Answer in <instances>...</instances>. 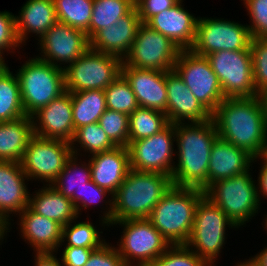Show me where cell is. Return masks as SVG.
<instances>
[{
    "instance_id": "cell-1",
    "label": "cell",
    "mask_w": 267,
    "mask_h": 266,
    "mask_svg": "<svg viewBox=\"0 0 267 266\" xmlns=\"http://www.w3.org/2000/svg\"><path fill=\"white\" fill-rule=\"evenodd\" d=\"M212 120L219 138L256 159L265 155L267 124L259 96L225 98L212 114Z\"/></svg>"
},
{
    "instance_id": "cell-2",
    "label": "cell",
    "mask_w": 267,
    "mask_h": 266,
    "mask_svg": "<svg viewBox=\"0 0 267 266\" xmlns=\"http://www.w3.org/2000/svg\"><path fill=\"white\" fill-rule=\"evenodd\" d=\"M186 124V125H185ZM178 156L171 178L174 186L208 188V165L211 148L218 138L213 120L201 123L174 124Z\"/></svg>"
},
{
    "instance_id": "cell-3",
    "label": "cell",
    "mask_w": 267,
    "mask_h": 266,
    "mask_svg": "<svg viewBox=\"0 0 267 266\" xmlns=\"http://www.w3.org/2000/svg\"><path fill=\"white\" fill-rule=\"evenodd\" d=\"M174 186L171 176L130 169L113 194L112 223L148 219L157 203Z\"/></svg>"
},
{
    "instance_id": "cell-4",
    "label": "cell",
    "mask_w": 267,
    "mask_h": 266,
    "mask_svg": "<svg viewBox=\"0 0 267 266\" xmlns=\"http://www.w3.org/2000/svg\"><path fill=\"white\" fill-rule=\"evenodd\" d=\"M204 195L205 191L199 188L173 186L154 207L148 220L170 245H186L196 205Z\"/></svg>"
},
{
    "instance_id": "cell-5",
    "label": "cell",
    "mask_w": 267,
    "mask_h": 266,
    "mask_svg": "<svg viewBox=\"0 0 267 266\" xmlns=\"http://www.w3.org/2000/svg\"><path fill=\"white\" fill-rule=\"evenodd\" d=\"M17 70L21 102L27 116H32L65 89L64 68L52 65L38 57L25 61Z\"/></svg>"
},
{
    "instance_id": "cell-6",
    "label": "cell",
    "mask_w": 267,
    "mask_h": 266,
    "mask_svg": "<svg viewBox=\"0 0 267 266\" xmlns=\"http://www.w3.org/2000/svg\"><path fill=\"white\" fill-rule=\"evenodd\" d=\"M249 170L230 178L215 181L205 196L217 205L239 228L258 214L261 202L257 185Z\"/></svg>"
},
{
    "instance_id": "cell-7",
    "label": "cell",
    "mask_w": 267,
    "mask_h": 266,
    "mask_svg": "<svg viewBox=\"0 0 267 266\" xmlns=\"http://www.w3.org/2000/svg\"><path fill=\"white\" fill-rule=\"evenodd\" d=\"M226 227L238 228L204 195L196 205L193 227L186 245L207 264H214L221 249L224 248Z\"/></svg>"
},
{
    "instance_id": "cell-8",
    "label": "cell",
    "mask_w": 267,
    "mask_h": 266,
    "mask_svg": "<svg viewBox=\"0 0 267 266\" xmlns=\"http://www.w3.org/2000/svg\"><path fill=\"white\" fill-rule=\"evenodd\" d=\"M123 60L117 56L86 50L73 63L63 66L68 92L105 90L121 75Z\"/></svg>"
},
{
    "instance_id": "cell-9",
    "label": "cell",
    "mask_w": 267,
    "mask_h": 266,
    "mask_svg": "<svg viewBox=\"0 0 267 266\" xmlns=\"http://www.w3.org/2000/svg\"><path fill=\"white\" fill-rule=\"evenodd\" d=\"M115 224L124 227L116 249L125 266H150L171 246L148 219L121 220L110 226Z\"/></svg>"
},
{
    "instance_id": "cell-10",
    "label": "cell",
    "mask_w": 267,
    "mask_h": 266,
    "mask_svg": "<svg viewBox=\"0 0 267 266\" xmlns=\"http://www.w3.org/2000/svg\"><path fill=\"white\" fill-rule=\"evenodd\" d=\"M174 70L200 104L213 114L225 96L208 58L191 49L181 50Z\"/></svg>"
},
{
    "instance_id": "cell-11",
    "label": "cell",
    "mask_w": 267,
    "mask_h": 266,
    "mask_svg": "<svg viewBox=\"0 0 267 266\" xmlns=\"http://www.w3.org/2000/svg\"><path fill=\"white\" fill-rule=\"evenodd\" d=\"M219 79L225 98L256 97L250 47L246 50H221L206 56Z\"/></svg>"
},
{
    "instance_id": "cell-12",
    "label": "cell",
    "mask_w": 267,
    "mask_h": 266,
    "mask_svg": "<svg viewBox=\"0 0 267 266\" xmlns=\"http://www.w3.org/2000/svg\"><path fill=\"white\" fill-rule=\"evenodd\" d=\"M180 51L169 38L141 23L123 62L139 69L166 72L174 69Z\"/></svg>"
},
{
    "instance_id": "cell-13",
    "label": "cell",
    "mask_w": 267,
    "mask_h": 266,
    "mask_svg": "<svg viewBox=\"0 0 267 266\" xmlns=\"http://www.w3.org/2000/svg\"><path fill=\"white\" fill-rule=\"evenodd\" d=\"M71 155L69 142L34 134L27 145L21 165L30 180L39 179L51 185Z\"/></svg>"
},
{
    "instance_id": "cell-14",
    "label": "cell",
    "mask_w": 267,
    "mask_h": 266,
    "mask_svg": "<svg viewBox=\"0 0 267 266\" xmlns=\"http://www.w3.org/2000/svg\"><path fill=\"white\" fill-rule=\"evenodd\" d=\"M251 39L247 25L224 18L199 17L191 50L202 56L221 50H246L250 47Z\"/></svg>"
},
{
    "instance_id": "cell-15",
    "label": "cell",
    "mask_w": 267,
    "mask_h": 266,
    "mask_svg": "<svg viewBox=\"0 0 267 266\" xmlns=\"http://www.w3.org/2000/svg\"><path fill=\"white\" fill-rule=\"evenodd\" d=\"M175 141L172 123L159 133L132 141L128 145L131 169L171 176L175 165L172 158L176 154L173 148Z\"/></svg>"
},
{
    "instance_id": "cell-16",
    "label": "cell",
    "mask_w": 267,
    "mask_h": 266,
    "mask_svg": "<svg viewBox=\"0 0 267 266\" xmlns=\"http://www.w3.org/2000/svg\"><path fill=\"white\" fill-rule=\"evenodd\" d=\"M38 41L43 55L37 57L62 68L61 65L73 63L90 48V40L84 31L60 21L52 25Z\"/></svg>"
},
{
    "instance_id": "cell-17",
    "label": "cell",
    "mask_w": 267,
    "mask_h": 266,
    "mask_svg": "<svg viewBox=\"0 0 267 266\" xmlns=\"http://www.w3.org/2000/svg\"><path fill=\"white\" fill-rule=\"evenodd\" d=\"M31 118L35 135L70 143L75 134L71 92L66 90L48 105L35 112Z\"/></svg>"
},
{
    "instance_id": "cell-18",
    "label": "cell",
    "mask_w": 267,
    "mask_h": 266,
    "mask_svg": "<svg viewBox=\"0 0 267 266\" xmlns=\"http://www.w3.org/2000/svg\"><path fill=\"white\" fill-rule=\"evenodd\" d=\"M167 111L169 123H201L212 119V114L195 98L173 69L166 71Z\"/></svg>"
},
{
    "instance_id": "cell-19",
    "label": "cell",
    "mask_w": 267,
    "mask_h": 266,
    "mask_svg": "<svg viewBox=\"0 0 267 266\" xmlns=\"http://www.w3.org/2000/svg\"><path fill=\"white\" fill-rule=\"evenodd\" d=\"M21 163L0 161V222L9 230L10 214H20L29 206V196Z\"/></svg>"
},
{
    "instance_id": "cell-20",
    "label": "cell",
    "mask_w": 267,
    "mask_h": 266,
    "mask_svg": "<svg viewBox=\"0 0 267 266\" xmlns=\"http://www.w3.org/2000/svg\"><path fill=\"white\" fill-rule=\"evenodd\" d=\"M121 74L133 90L139 107L167 111L166 72L139 69L122 63Z\"/></svg>"
},
{
    "instance_id": "cell-21",
    "label": "cell",
    "mask_w": 267,
    "mask_h": 266,
    "mask_svg": "<svg viewBox=\"0 0 267 266\" xmlns=\"http://www.w3.org/2000/svg\"><path fill=\"white\" fill-rule=\"evenodd\" d=\"M182 2L156 14L145 24L169 38L181 50H187L194 44L198 17L185 10Z\"/></svg>"
},
{
    "instance_id": "cell-22",
    "label": "cell",
    "mask_w": 267,
    "mask_h": 266,
    "mask_svg": "<svg viewBox=\"0 0 267 266\" xmlns=\"http://www.w3.org/2000/svg\"><path fill=\"white\" fill-rule=\"evenodd\" d=\"M91 180L99 187L114 194L129 173L130 155L128 147L115 148L91 155L88 160Z\"/></svg>"
},
{
    "instance_id": "cell-23",
    "label": "cell",
    "mask_w": 267,
    "mask_h": 266,
    "mask_svg": "<svg viewBox=\"0 0 267 266\" xmlns=\"http://www.w3.org/2000/svg\"><path fill=\"white\" fill-rule=\"evenodd\" d=\"M140 24L138 11L134 8L129 14L118 19L113 26L98 31L90 39V48L123 60L131 49Z\"/></svg>"
},
{
    "instance_id": "cell-24",
    "label": "cell",
    "mask_w": 267,
    "mask_h": 266,
    "mask_svg": "<svg viewBox=\"0 0 267 266\" xmlns=\"http://www.w3.org/2000/svg\"><path fill=\"white\" fill-rule=\"evenodd\" d=\"M257 162L246 150L236 147L232 143L217 138L212 145L208 165V187L215 181L230 178L243 173Z\"/></svg>"
},
{
    "instance_id": "cell-25",
    "label": "cell",
    "mask_w": 267,
    "mask_h": 266,
    "mask_svg": "<svg viewBox=\"0 0 267 266\" xmlns=\"http://www.w3.org/2000/svg\"><path fill=\"white\" fill-rule=\"evenodd\" d=\"M19 215L20 232L35 252H55L62 244V228L58 222L35 213L29 206Z\"/></svg>"
},
{
    "instance_id": "cell-26",
    "label": "cell",
    "mask_w": 267,
    "mask_h": 266,
    "mask_svg": "<svg viewBox=\"0 0 267 266\" xmlns=\"http://www.w3.org/2000/svg\"><path fill=\"white\" fill-rule=\"evenodd\" d=\"M56 22L53 0H28L21 8V12L19 11V15L15 16L18 41L21 44L25 43L29 33H36L40 38Z\"/></svg>"
},
{
    "instance_id": "cell-27",
    "label": "cell",
    "mask_w": 267,
    "mask_h": 266,
    "mask_svg": "<svg viewBox=\"0 0 267 266\" xmlns=\"http://www.w3.org/2000/svg\"><path fill=\"white\" fill-rule=\"evenodd\" d=\"M34 135L32 118L0 122V161L21 163L27 145Z\"/></svg>"
},
{
    "instance_id": "cell-28",
    "label": "cell",
    "mask_w": 267,
    "mask_h": 266,
    "mask_svg": "<svg viewBox=\"0 0 267 266\" xmlns=\"http://www.w3.org/2000/svg\"><path fill=\"white\" fill-rule=\"evenodd\" d=\"M47 186L39 189L35 195L29 196V207L35 213L54 220L62 226L76 220L79 216L71 199L65 197L53 186L49 184Z\"/></svg>"
},
{
    "instance_id": "cell-29",
    "label": "cell",
    "mask_w": 267,
    "mask_h": 266,
    "mask_svg": "<svg viewBox=\"0 0 267 266\" xmlns=\"http://www.w3.org/2000/svg\"><path fill=\"white\" fill-rule=\"evenodd\" d=\"M77 155L72 154L67 160L64 169L51 183L57 191L70 198L78 216L82 206V190L91 180L90 163L78 162ZM81 163V164H77ZM80 165V166H79Z\"/></svg>"
},
{
    "instance_id": "cell-30",
    "label": "cell",
    "mask_w": 267,
    "mask_h": 266,
    "mask_svg": "<svg viewBox=\"0 0 267 266\" xmlns=\"http://www.w3.org/2000/svg\"><path fill=\"white\" fill-rule=\"evenodd\" d=\"M74 129L97 123L107 109L104 90L71 92Z\"/></svg>"
},
{
    "instance_id": "cell-31",
    "label": "cell",
    "mask_w": 267,
    "mask_h": 266,
    "mask_svg": "<svg viewBox=\"0 0 267 266\" xmlns=\"http://www.w3.org/2000/svg\"><path fill=\"white\" fill-rule=\"evenodd\" d=\"M25 115L17 75L4 63L0 67V122L13 121Z\"/></svg>"
},
{
    "instance_id": "cell-32",
    "label": "cell",
    "mask_w": 267,
    "mask_h": 266,
    "mask_svg": "<svg viewBox=\"0 0 267 266\" xmlns=\"http://www.w3.org/2000/svg\"><path fill=\"white\" fill-rule=\"evenodd\" d=\"M134 8L135 5L130 0H94L89 23V40L101 29L113 26Z\"/></svg>"
},
{
    "instance_id": "cell-33",
    "label": "cell",
    "mask_w": 267,
    "mask_h": 266,
    "mask_svg": "<svg viewBox=\"0 0 267 266\" xmlns=\"http://www.w3.org/2000/svg\"><path fill=\"white\" fill-rule=\"evenodd\" d=\"M169 124L164 112L138 107L129 115V144L159 133Z\"/></svg>"
},
{
    "instance_id": "cell-34",
    "label": "cell",
    "mask_w": 267,
    "mask_h": 266,
    "mask_svg": "<svg viewBox=\"0 0 267 266\" xmlns=\"http://www.w3.org/2000/svg\"><path fill=\"white\" fill-rule=\"evenodd\" d=\"M57 21L82 30L89 39L94 0H53Z\"/></svg>"
},
{
    "instance_id": "cell-35",
    "label": "cell",
    "mask_w": 267,
    "mask_h": 266,
    "mask_svg": "<svg viewBox=\"0 0 267 266\" xmlns=\"http://www.w3.org/2000/svg\"><path fill=\"white\" fill-rule=\"evenodd\" d=\"M76 143L80 144L78 147L81 149L83 148L85 152H90L92 155L108 151L116 147V145L108 138L107 134L103 131L98 122L81 126L75 130L74 137L70 144L72 154L79 156L77 150L80 149L75 147V145L77 146Z\"/></svg>"
},
{
    "instance_id": "cell-36",
    "label": "cell",
    "mask_w": 267,
    "mask_h": 266,
    "mask_svg": "<svg viewBox=\"0 0 267 266\" xmlns=\"http://www.w3.org/2000/svg\"><path fill=\"white\" fill-rule=\"evenodd\" d=\"M107 109L130 115L139 107L136 96L121 74L105 90Z\"/></svg>"
},
{
    "instance_id": "cell-37",
    "label": "cell",
    "mask_w": 267,
    "mask_h": 266,
    "mask_svg": "<svg viewBox=\"0 0 267 266\" xmlns=\"http://www.w3.org/2000/svg\"><path fill=\"white\" fill-rule=\"evenodd\" d=\"M73 222L75 224L72 225ZM100 233L103 232H99L91 222L76 223L74 220L63 226L61 242L66 240V246L100 248L106 243L101 240Z\"/></svg>"
},
{
    "instance_id": "cell-38",
    "label": "cell",
    "mask_w": 267,
    "mask_h": 266,
    "mask_svg": "<svg viewBox=\"0 0 267 266\" xmlns=\"http://www.w3.org/2000/svg\"><path fill=\"white\" fill-rule=\"evenodd\" d=\"M98 123L116 146L128 147L129 115L106 109Z\"/></svg>"
},
{
    "instance_id": "cell-39",
    "label": "cell",
    "mask_w": 267,
    "mask_h": 266,
    "mask_svg": "<svg viewBox=\"0 0 267 266\" xmlns=\"http://www.w3.org/2000/svg\"><path fill=\"white\" fill-rule=\"evenodd\" d=\"M253 83L258 95L267 90V38H252Z\"/></svg>"
},
{
    "instance_id": "cell-40",
    "label": "cell",
    "mask_w": 267,
    "mask_h": 266,
    "mask_svg": "<svg viewBox=\"0 0 267 266\" xmlns=\"http://www.w3.org/2000/svg\"><path fill=\"white\" fill-rule=\"evenodd\" d=\"M207 263L200 258L187 245H171L150 266H206Z\"/></svg>"
},
{
    "instance_id": "cell-41",
    "label": "cell",
    "mask_w": 267,
    "mask_h": 266,
    "mask_svg": "<svg viewBox=\"0 0 267 266\" xmlns=\"http://www.w3.org/2000/svg\"><path fill=\"white\" fill-rule=\"evenodd\" d=\"M251 25H247L252 38H267V0H243Z\"/></svg>"
},
{
    "instance_id": "cell-42",
    "label": "cell",
    "mask_w": 267,
    "mask_h": 266,
    "mask_svg": "<svg viewBox=\"0 0 267 266\" xmlns=\"http://www.w3.org/2000/svg\"><path fill=\"white\" fill-rule=\"evenodd\" d=\"M108 193V196L111 195V200L109 201L107 199V201L103 200L104 198H106ZM110 192L107 191L106 189H103L101 187H99L98 185H96L92 180H90L88 183H86V186L84 187V189L82 190V208L87 209L90 205L92 204H97L98 202L101 203L102 201H105L104 203L109 204L110 207H108V211L106 210L103 213V216L101 218L102 221V225L103 226H108L112 223V212H113V195L109 194Z\"/></svg>"
},
{
    "instance_id": "cell-43",
    "label": "cell",
    "mask_w": 267,
    "mask_h": 266,
    "mask_svg": "<svg viewBox=\"0 0 267 266\" xmlns=\"http://www.w3.org/2000/svg\"><path fill=\"white\" fill-rule=\"evenodd\" d=\"M20 45L16 35L15 15L8 11L0 12V58L5 62L3 52L14 51Z\"/></svg>"
},
{
    "instance_id": "cell-44",
    "label": "cell",
    "mask_w": 267,
    "mask_h": 266,
    "mask_svg": "<svg viewBox=\"0 0 267 266\" xmlns=\"http://www.w3.org/2000/svg\"><path fill=\"white\" fill-rule=\"evenodd\" d=\"M115 246L105 243L94 250L84 266H125Z\"/></svg>"
},
{
    "instance_id": "cell-45",
    "label": "cell",
    "mask_w": 267,
    "mask_h": 266,
    "mask_svg": "<svg viewBox=\"0 0 267 266\" xmlns=\"http://www.w3.org/2000/svg\"><path fill=\"white\" fill-rule=\"evenodd\" d=\"M180 0H141L135 5L141 23H146L151 17L170 9Z\"/></svg>"
},
{
    "instance_id": "cell-46",
    "label": "cell",
    "mask_w": 267,
    "mask_h": 266,
    "mask_svg": "<svg viewBox=\"0 0 267 266\" xmlns=\"http://www.w3.org/2000/svg\"><path fill=\"white\" fill-rule=\"evenodd\" d=\"M96 249L98 248L65 246L60 260L63 266H84Z\"/></svg>"
},
{
    "instance_id": "cell-47",
    "label": "cell",
    "mask_w": 267,
    "mask_h": 266,
    "mask_svg": "<svg viewBox=\"0 0 267 266\" xmlns=\"http://www.w3.org/2000/svg\"><path fill=\"white\" fill-rule=\"evenodd\" d=\"M34 256L35 266H63L53 252H36Z\"/></svg>"
},
{
    "instance_id": "cell-48",
    "label": "cell",
    "mask_w": 267,
    "mask_h": 266,
    "mask_svg": "<svg viewBox=\"0 0 267 266\" xmlns=\"http://www.w3.org/2000/svg\"><path fill=\"white\" fill-rule=\"evenodd\" d=\"M262 159L263 162L261 165V169L258 176V197L259 201H261L260 197L261 195L265 198L267 197V158L265 156H260L259 159ZM261 194V195H260Z\"/></svg>"
},
{
    "instance_id": "cell-49",
    "label": "cell",
    "mask_w": 267,
    "mask_h": 266,
    "mask_svg": "<svg viewBox=\"0 0 267 266\" xmlns=\"http://www.w3.org/2000/svg\"><path fill=\"white\" fill-rule=\"evenodd\" d=\"M249 261L255 266H267V247Z\"/></svg>"
},
{
    "instance_id": "cell-50",
    "label": "cell",
    "mask_w": 267,
    "mask_h": 266,
    "mask_svg": "<svg viewBox=\"0 0 267 266\" xmlns=\"http://www.w3.org/2000/svg\"><path fill=\"white\" fill-rule=\"evenodd\" d=\"M258 96L260 97V100L262 102V106L264 109V116L267 124V90L261 92Z\"/></svg>"
},
{
    "instance_id": "cell-51",
    "label": "cell",
    "mask_w": 267,
    "mask_h": 266,
    "mask_svg": "<svg viewBox=\"0 0 267 266\" xmlns=\"http://www.w3.org/2000/svg\"><path fill=\"white\" fill-rule=\"evenodd\" d=\"M5 235H6V227L0 222V241L1 240L3 241Z\"/></svg>"
},
{
    "instance_id": "cell-52",
    "label": "cell",
    "mask_w": 267,
    "mask_h": 266,
    "mask_svg": "<svg viewBox=\"0 0 267 266\" xmlns=\"http://www.w3.org/2000/svg\"><path fill=\"white\" fill-rule=\"evenodd\" d=\"M238 266H255L249 260L238 263Z\"/></svg>"
},
{
    "instance_id": "cell-53",
    "label": "cell",
    "mask_w": 267,
    "mask_h": 266,
    "mask_svg": "<svg viewBox=\"0 0 267 266\" xmlns=\"http://www.w3.org/2000/svg\"><path fill=\"white\" fill-rule=\"evenodd\" d=\"M134 5H136L138 2H140L141 0H130Z\"/></svg>"
},
{
    "instance_id": "cell-54",
    "label": "cell",
    "mask_w": 267,
    "mask_h": 266,
    "mask_svg": "<svg viewBox=\"0 0 267 266\" xmlns=\"http://www.w3.org/2000/svg\"><path fill=\"white\" fill-rule=\"evenodd\" d=\"M5 62L0 58V67L4 64Z\"/></svg>"
},
{
    "instance_id": "cell-55",
    "label": "cell",
    "mask_w": 267,
    "mask_h": 266,
    "mask_svg": "<svg viewBox=\"0 0 267 266\" xmlns=\"http://www.w3.org/2000/svg\"><path fill=\"white\" fill-rule=\"evenodd\" d=\"M266 216H267V215H266ZM265 219H266V220H265L266 222H265L264 225H265V228H266V230H267V217H266Z\"/></svg>"
},
{
    "instance_id": "cell-56",
    "label": "cell",
    "mask_w": 267,
    "mask_h": 266,
    "mask_svg": "<svg viewBox=\"0 0 267 266\" xmlns=\"http://www.w3.org/2000/svg\"><path fill=\"white\" fill-rule=\"evenodd\" d=\"M212 265H214V264H207L206 266H212ZM237 266H238V263H237Z\"/></svg>"
}]
</instances>
